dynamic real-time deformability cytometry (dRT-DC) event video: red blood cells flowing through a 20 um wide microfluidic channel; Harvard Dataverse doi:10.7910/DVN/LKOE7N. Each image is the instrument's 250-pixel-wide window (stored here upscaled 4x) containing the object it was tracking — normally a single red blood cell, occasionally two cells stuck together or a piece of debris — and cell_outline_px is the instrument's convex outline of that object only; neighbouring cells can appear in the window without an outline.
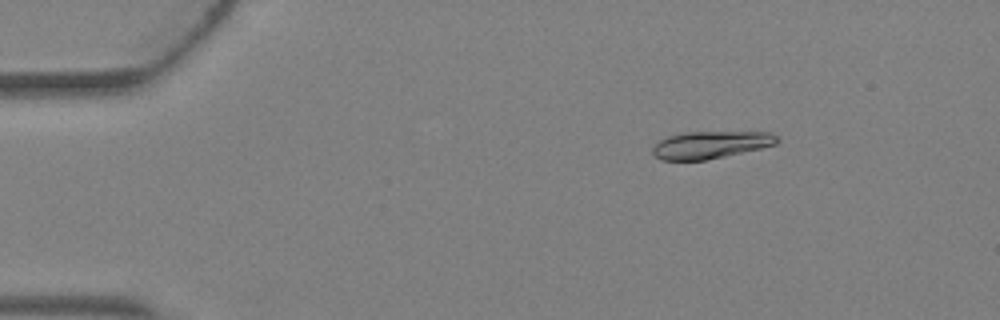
{"species": "Egyptian fruit bat (a non-hibernating species)", "species_latin": "Rousettus aegyptiacus", "temperature_condition": "warm", "stored_images_in_passage": 5, "segment_of_instrument_passage": [2, 2], "camera_frame_rate_fps": 3000, "um_per_image_px": 0.085, "animal": {"sex": "female"}, "frame": {"image": 1, "passage_image": 5, "time_ms": 1.333, "image_size_px": [1000, 320], "cell_outline_px": [[780, 140], [776, 144], [760, 148], [724, 156], [704, 160], [660, 160], [652, 152], [652, 148], [660, 140], [668, 136], [684, 132], [772, 132]], "centroid_in_image_um": [60.39, 12.3], "position_along_channel_um": 24.6, "area_um2": 19.65}}